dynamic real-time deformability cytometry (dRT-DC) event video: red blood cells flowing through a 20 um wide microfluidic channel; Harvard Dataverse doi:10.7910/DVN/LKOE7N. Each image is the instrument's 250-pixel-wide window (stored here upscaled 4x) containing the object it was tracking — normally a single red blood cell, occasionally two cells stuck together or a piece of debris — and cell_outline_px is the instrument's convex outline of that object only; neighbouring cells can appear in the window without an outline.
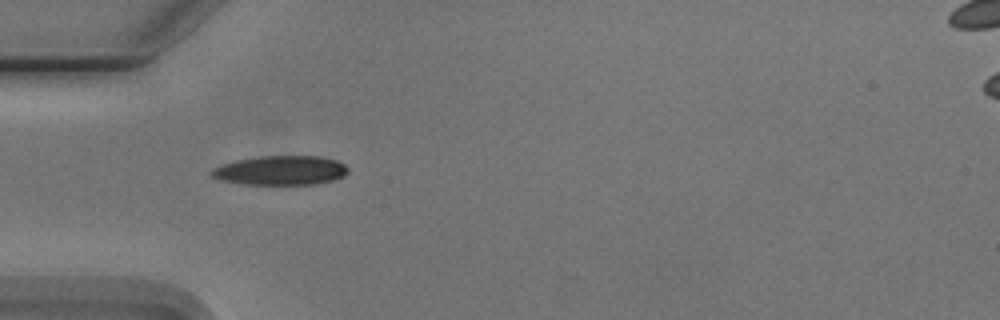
{"species": "Egyptian fruit bat (a non-hibernating species)", "species_latin": "Rousettus aegyptiacus", "temperature_condition": "cold", "stored_images_in_passage": 32, "camera_frame_rate_fps": 3000, "um_per_image_px": 0.085, "animal": {"sex": "male"}, "frame": {"image": 1, "passage_image": 1, "time_ms": 0.0, "image_size_px": [1000, 320], "cell_outline_px": [[348, 172], [344, 176], [332, 180], [316, 184], [244, 184], [220, 180], [212, 176], [208, 172], [212, 168], [220, 164], [236, 160], [260, 156], [320, 156], [336, 160], [344, 164], [348, 168]], "centroid_in_image_um": [23.82, 14.48], "position_along_channel_um": 61.2, "area_um2": 23.41}}
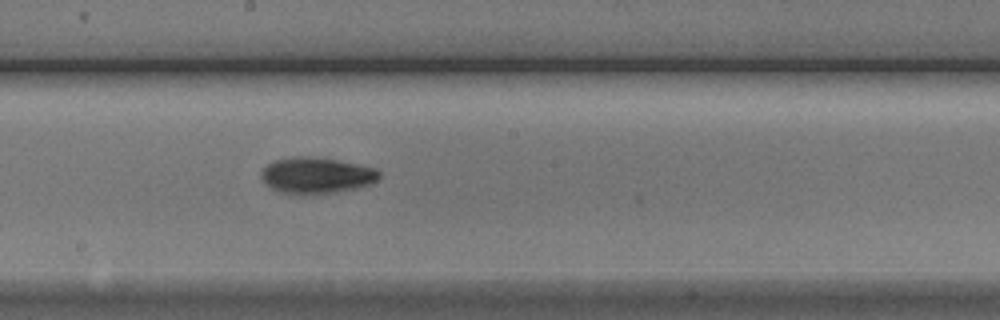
{"frame": {"image": 2, "passage_image": 14, "time_ms": 4.333, "image_size_px": [1000, 320], "cell_outline_px": [[380, 176], [376, 180], [368, 184], [356, 188], [336, 192], [312, 196], [284, 192], [272, 188], [260, 176], [260, 172], [268, 164], [276, 160], [296, 156], [308, 156], [336, 160], [376, 168], [380, 172]], "centroid_in_image_um": [26.9, 14.92], "position_along_channel_um": 221.3, "area_um2": 24.68}}
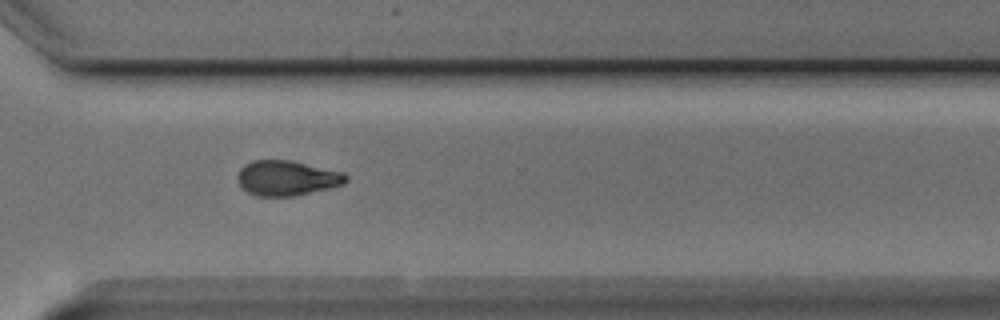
{"frame": {"image": 3, "passage_image": 24, "time_ms": 7.667, "image_size_px": [1000, 320], "cell_outline_px": [[348, 180], [344, 184], [332, 188], [292, 196], [256, 196], [248, 192], [236, 180], [236, 176], [240, 168], [244, 164], [252, 160], [292, 160], [344, 172], [348, 176]], "centroid_in_image_um": [24.4, 15.12], "position_along_channel_um": 346.2, "area_um2": 22.43}, "authors_computed_cell_mechanics": {"area_um2": 23.2067, "velocity_mm_per_s": 3.7506, "shape_relaxation_time_tau1_ms": 3.5592, "shape_relaxation_time_tau2_ms": 9.1047, "deformation_change_tau1": 0.1194, "deformation_change_tau2": 0.154}}